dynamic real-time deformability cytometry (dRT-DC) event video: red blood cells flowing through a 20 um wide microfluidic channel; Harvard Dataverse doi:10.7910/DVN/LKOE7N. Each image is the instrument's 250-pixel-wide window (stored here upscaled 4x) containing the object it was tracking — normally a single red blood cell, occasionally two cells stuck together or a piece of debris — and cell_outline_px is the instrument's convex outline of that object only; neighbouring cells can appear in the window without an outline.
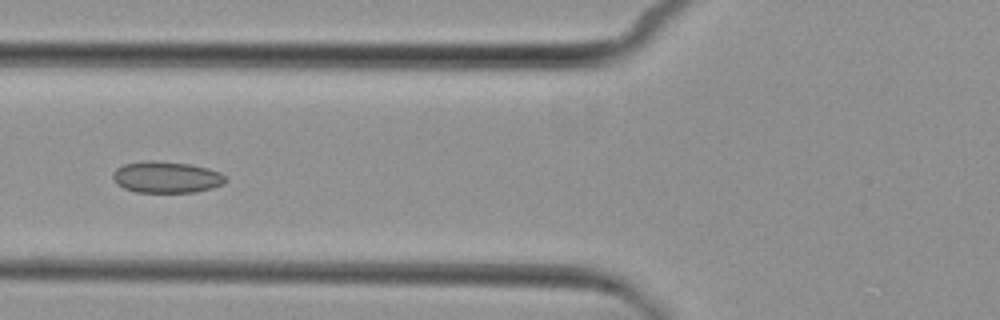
{"species": "common noctule bat (a hibernating species)", "species_latin": "Nyctalus noctula", "temperature_condition": "cold", "stored_images_in_passage": 6, "camera_frame_rate_fps": 3000, "um_per_image_px": 0.085, "animal": {"sex": "female", "body_mass_g": 29.2, "forearm_length_mm": 56.3}, "frame": {"image": 1, "passage_image": 6, "time_ms": 6.667, "image_size_px": [1000, 320], "cell_outline_px": [[228, 180], [224, 184], [212, 188], [196, 192], [136, 192], [124, 188], [116, 184], [112, 176], [112, 172], [116, 168], [124, 164], [144, 160], [152, 160], [192, 164], [208, 168], [220, 172], [228, 176]], "centroid_in_image_um": [14.17, 15.05], "position_along_channel_um": 111.6, "area_um2": 21.04}}